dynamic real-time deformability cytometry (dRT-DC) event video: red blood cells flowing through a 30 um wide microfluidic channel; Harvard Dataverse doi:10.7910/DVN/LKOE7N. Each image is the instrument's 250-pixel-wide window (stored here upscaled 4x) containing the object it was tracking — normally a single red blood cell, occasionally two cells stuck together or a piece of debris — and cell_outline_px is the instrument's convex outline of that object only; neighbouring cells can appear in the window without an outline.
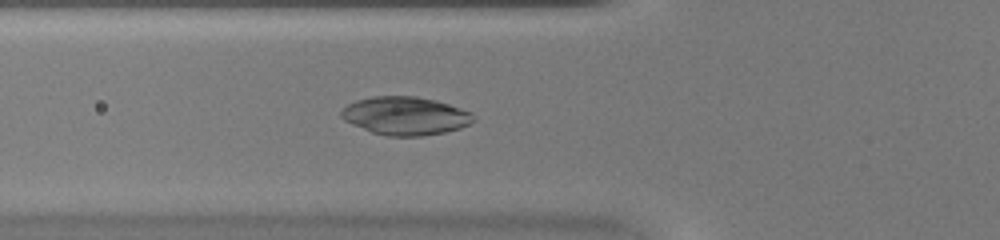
{"species": "common noctule bat (a hibernating species)", "species_latin": "Nyctalus noctula", "temperature_condition": "warm", "stored_images_in_passage": 32, "camera_frame_rate_fps": 3000, "um_per_image_px": 0.085, "animal": {"sex": "female", "body_mass_g": 20.0, "forearm_length_mm": 54.0}, "frame": {"image": 1, "passage_image": 4, "time_ms": 1.0, "image_size_px": [1000, 240], "cell_outline_px": [[476, 120], [460, 128], [444, 132], [424, 136], [388, 136], [372, 132], [352, 124], [344, 120], [340, 116], [340, 112], [348, 104], [356, 100], [372, 96], [416, 96], [436, 100], [472, 112], [476, 116]], "centroid_in_image_um": [34.47, 9.84], "position_along_channel_um": 91.3, "area_um2": 29.54}}
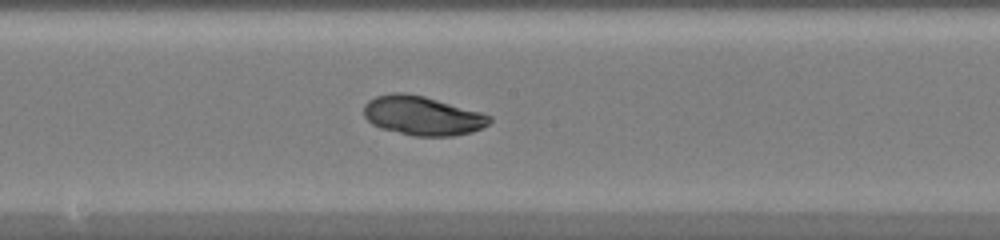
{"frame": {"image": 2, "passage_image": 12, "time_ms": 3.667, "image_size_px": [1000, 240], "cell_outline_px": [[492, 120], [488, 124], [472, 132], [452, 136], [412, 136], [380, 128], [372, 124], [364, 116], [364, 104], [368, 100], [376, 96], [392, 92], [404, 92], [424, 96], [480, 112], [492, 116]], "centroid_in_image_um": [35.87, 9.83], "position_along_channel_um": 212.3, "area_um2": 28.73}}
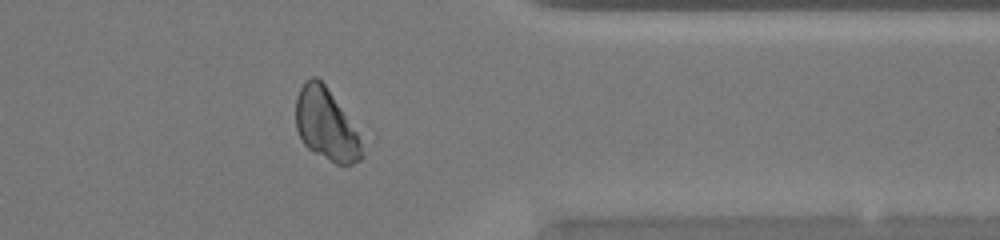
{"frame": {"image": 3, "passage_image": 24, "time_ms": 7.667, "image_size_px": [1000, 240], "cell_outline_px": [[364, 156], [360, 160], [352, 164], [336, 164], [308, 148], [304, 144], [296, 128], [296, 96], [304, 80], [312, 76], [316, 76], [324, 84], [356, 132], [364, 152]], "centroid_in_image_um": [27.67, 10.6], "position_along_channel_um": 383.7, "area_um2": 26.93}}